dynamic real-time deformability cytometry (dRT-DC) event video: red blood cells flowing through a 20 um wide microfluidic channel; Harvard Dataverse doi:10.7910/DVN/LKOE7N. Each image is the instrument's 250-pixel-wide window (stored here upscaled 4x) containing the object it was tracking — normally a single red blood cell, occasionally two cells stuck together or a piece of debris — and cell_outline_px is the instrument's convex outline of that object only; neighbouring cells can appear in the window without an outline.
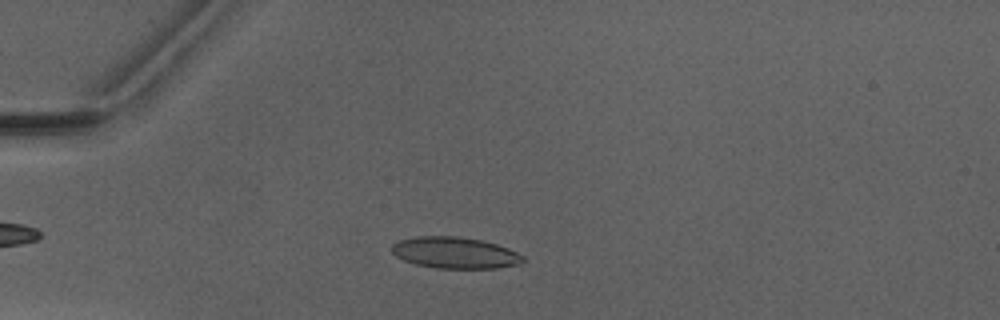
{"species": "Egyptian fruit bat (a non-hibernating species)", "species_latin": "Rousettus aegyptiacus", "temperature_condition": "warm", "stored_images_in_passage": 5, "camera_frame_rate_fps": 3000, "um_per_image_px": 0.085, "animal": {"sex": "male"}, "frame": {"image": 1, "passage_image": 3, "time_ms": 2.333, "image_size_px": [1000, 320], "cell_outline_px": [[524, 260], [520, 264], [496, 268], [436, 268], [416, 264], [404, 260], [396, 256], [392, 252], [392, 244], [396, 240], [416, 236], [456, 236], [480, 240], [496, 244], [508, 248], [524, 256]], "centroid_in_image_um": [38.64, 21.48], "position_along_channel_um": 46.4, "area_um2": 23.99}}
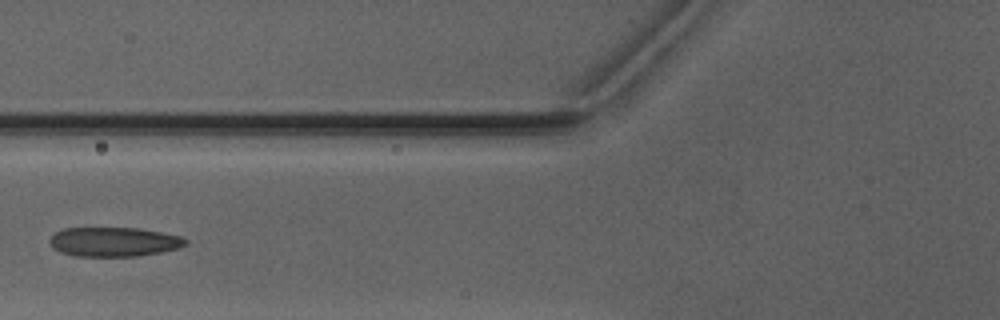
{"frame": {"image": 2, "passage_image": 5, "time_ms": 4.667, "image_size_px": [1000, 320], "cell_outline_px": [[188, 244], [180, 248], [160, 252], [136, 256], [76, 256], [60, 252], [52, 248], [48, 240], [56, 232], [64, 228], [140, 228], [180, 236], [188, 240]], "centroid_in_image_um": [9.68, 20.55], "position_along_channel_um": 116.1, "area_um2": 23.29}}